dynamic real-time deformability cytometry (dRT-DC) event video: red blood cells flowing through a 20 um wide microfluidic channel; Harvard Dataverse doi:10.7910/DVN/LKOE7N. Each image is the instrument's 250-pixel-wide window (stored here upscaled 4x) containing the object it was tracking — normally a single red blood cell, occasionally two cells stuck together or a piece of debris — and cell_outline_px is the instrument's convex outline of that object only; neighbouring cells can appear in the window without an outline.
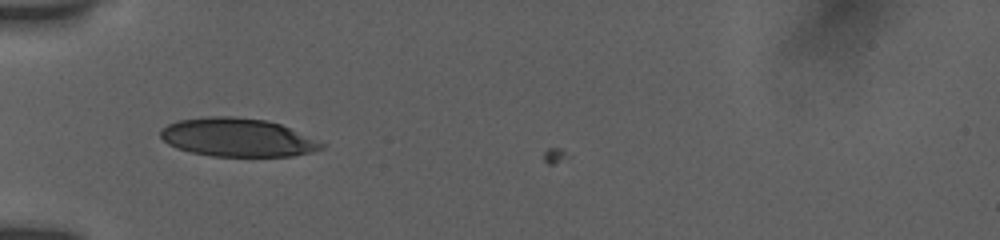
{"species": "human", "species_latin": "Homo sapiens", "temperature_condition": "room temperature", "stored_images_in_passage": 24, "camera_frame_rate_fps": 3000, "um_per_image_px": 0.085, "donor": {"sex": "female"}, "frame": {"image": 1, "passage_image": 11, "time_ms": 6.0, "image_size_px": [1000, 240], "cell_outline_px": [[324, 148], [312, 152], [292, 156], [212, 156], [192, 152], [176, 148], [168, 144], [160, 136], [160, 132], [168, 124], [176, 120], [208, 116], [232, 116], [264, 120], [280, 124], [324, 144]], "centroid_in_image_um": [20.14, 11.68], "position_along_channel_um": 64.9, "area_um2": 35.72}}
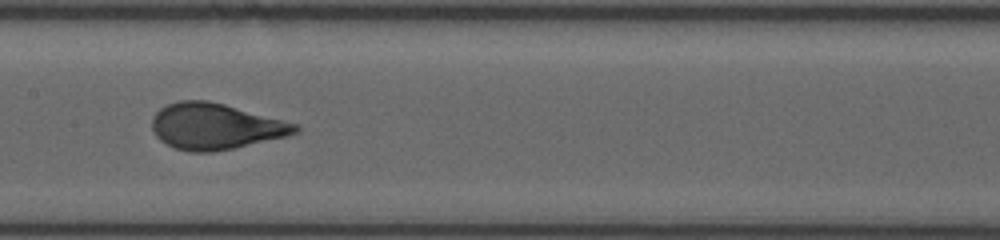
{"frame": {"image": 2, "passage_image": 16, "time_ms": 9.333, "image_size_px": [1000, 240], "cell_outline_px": [[300, 132], [288, 136], [232, 148], [212, 152], [188, 152], [176, 148], [160, 140], [156, 136], [152, 128], [152, 116], [160, 108], [168, 104], [180, 100], [208, 100], [224, 104], [296, 124], [300, 128]], "centroid_in_image_um": [18.28, 10.74], "position_along_channel_um": 189.1, "area_um2": 38.15}}
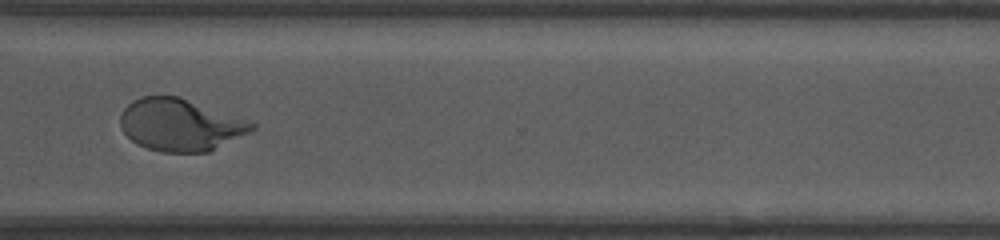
{"frame": {"image": 3, "passage_image": 21, "time_ms": 13.667, "image_size_px": [1000, 240], "cell_outline_px": [[256, 128], [252, 132], [208, 152], [160, 152], [136, 144], [120, 128], [120, 112], [132, 100], [140, 96], [180, 96], [256, 124]], "centroid_in_image_um": [15.3, 10.61], "position_along_channel_um": 355.3, "area_um2": 40.0}, "authors_computed_cell_mechanics": {"area_um2": 38.5237, "velocity_mm_per_s": 3.8565, "shape_relaxation_time_tau1_ms": 3.832, "shape_relaxation_time_tau2_ms": null, "deformation_change_tau1": 0.1744, "deformation_change_tau2": null}}